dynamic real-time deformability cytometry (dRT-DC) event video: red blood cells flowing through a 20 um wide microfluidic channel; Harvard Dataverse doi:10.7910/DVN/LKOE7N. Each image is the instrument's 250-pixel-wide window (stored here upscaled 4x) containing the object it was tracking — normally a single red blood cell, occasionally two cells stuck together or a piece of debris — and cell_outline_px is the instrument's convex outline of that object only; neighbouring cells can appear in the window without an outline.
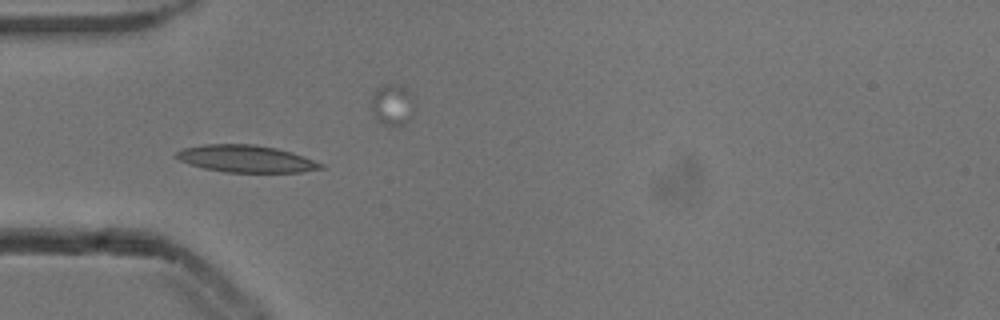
{"species": "common noctule bat (a hibernating species)", "species_latin": "Nyctalus noctula", "temperature_condition": "cold", "stored_images_in_passage": 38, "camera_frame_rate_fps": 3000, "um_per_image_px": 0.085, "animal": {"sex": "male", "body_mass_g": 13.3}, "frame": {"image": 1, "passage_image": 1, "time_ms": 0.0, "image_size_px": [1000, 320], "cell_outline_px": [[324, 168], [304, 172], [224, 172], [204, 168], [180, 160], [172, 156], [176, 152], [184, 148], [204, 144], [252, 144], [276, 148], [292, 152], [304, 156], [324, 164]], "centroid_in_image_um": [20.93, 13.49], "position_along_channel_um": 64.1, "area_um2": 22.83}}
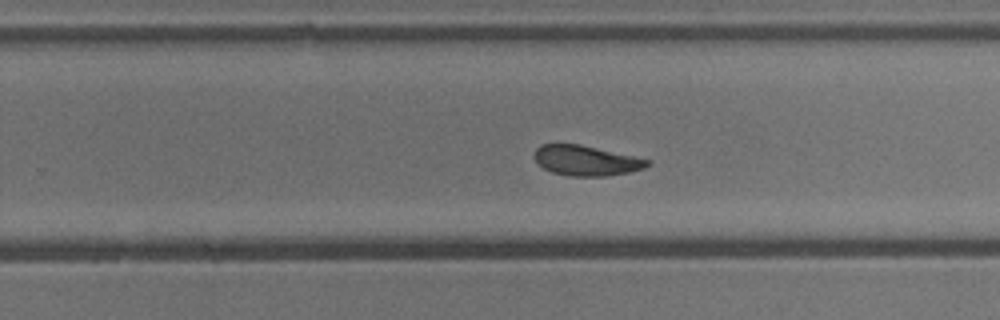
{"frame": {"image": 2, "passage_image": 18, "time_ms": 5.667, "image_size_px": [1000, 320], "cell_outline_px": [[652, 164], [644, 168], [628, 172], [604, 176], [568, 176], [552, 172], [544, 168], [532, 156], [536, 148], [540, 144], [580, 144], [632, 156], [648, 160]], "centroid_in_image_um": [49.77, 13.64], "position_along_channel_um": 280.0, "area_um2": 19.65}}
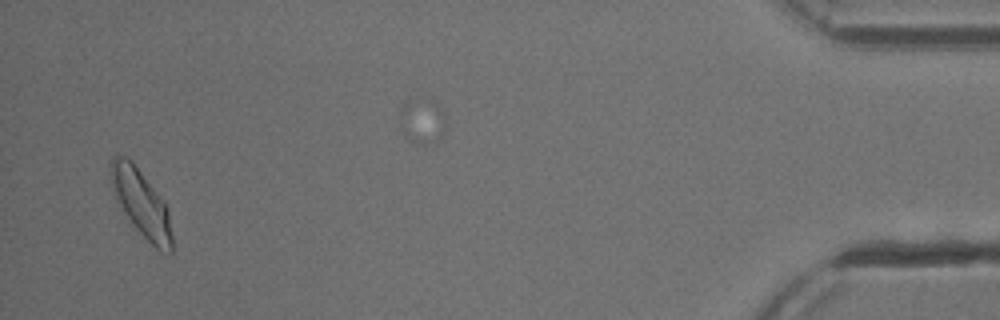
{"frame": {"image": 3, "passage_image": 36, "time_ms": 11.667, "image_size_px": [1000, 320], "cell_outline_px": [[172, 252], [168, 256], [160, 252], [132, 224], [116, 200], [108, 176], [108, 164], [112, 156], [124, 156], [132, 160], [168, 208], [172, 236]], "centroid_in_image_um": [11.97, 17.25], "position_along_channel_um": 423.2, "area_um2": 23.99}, "authors_computed_cell_mechanics": {"area_um2": 21.097, "velocity_mm_per_s": 3.8367, "shape_relaxation_time_tau1_ms": 3.6397, "shape_relaxation_time_tau2_ms": 3.491, "deformation_change_tau1": 0.1101, "deformation_change_tau2": 0.0951}}